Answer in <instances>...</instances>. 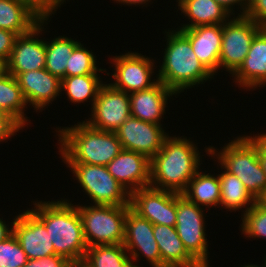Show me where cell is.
Masks as SVG:
<instances>
[{"label":"cell","instance_id":"cell-1","mask_svg":"<svg viewBox=\"0 0 266 267\" xmlns=\"http://www.w3.org/2000/svg\"><path fill=\"white\" fill-rule=\"evenodd\" d=\"M168 135L160 151L150 160V186L182 194L200 170L201 152L194 140ZM197 145V146H196Z\"/></svg>","mask_w":266,"mask_h":267},{"label":"cell","instance_id":"cell-2","mask_svg":"<svg viewBox=\"0 0 266 267\" xmlns=\"http://www.w3.org/2000/svg\"><path fill=\"white\" fill-rule=\"evenodd\" d=\"M32 202L30 210L44 223L55 254L71 262L84 258L88 246L77 206L67 198Z\"/></svg>","mask_w":266,"mask_h":267},{"label":"cell","instance_id":"cell-3","mask_svg":"<svg viewBox=\"0 0 266 267\" xmlns=\"http://www.w3.org/2000/svg\"><path fill=\"white\" fill-rule=\"evenodd\" d=\"M55 131L63 163L107 166L123 150L115 132L92 128L83 120Z\"/></svg>","mask_w":266,"mask_h":267},{"label":"cell","instance_id":"cell-4","mask_svg":"<svg viewBox=\"0 0 266 267\" xmlns=\"http://www.w3.org/2000/svg\"><path fill=\"white\" fill-rule=\"evenodd\" d=\"M165 29V49L157 71L158 81L164 83L177 96L184 90L199 87L214 76L199 61L189 39L178 29ZM179 94V95H178Z\"/></svg>","mask_w":266,"mask_h":267},{"label":"cell","instance_id":"cell-5","mask_svg":"<svg viewBox=\"0 0 266 267\" xmlns=\"http://www.w3.org/2000/svg\"><path fill=\"white\" fill-rule=\"evenodd\" d=\"M229 141L220 151L217 147L208 145L207 148L204 147V152L212 159H218L217 162L238 177L258 200L266 188V175L258 158L257 148L245 134Z\"/></svg>","mask_w":266,"mask_h":267},{"label":"cell","instance_id":"cell-6","mask_svg":"<svg viewBox=\"0 0 266 267\" xmlns=\"http://www.w3.org/2000/svg\"><path fill=\"white\" fill-rule=\"evenodd\" d=\"M76 204L87 246L123 244L125 219L130 206Z\"/></svg>","mask_w":266,"mask_h":267},{"label":"cell","instance_id":"cell-7","mask_svg":"<svg viewBox=\"0 0 266 267\" xmlns=\"http://www.w3.org/2000/svg\"><path fill=\"white\" fill-rule=\"evenodd\" d=\"M79 187L91 200L90 204L130 206V194L108 172L106 166L86 163H65Z\"/></svg>","mask_w":266,"mask_h":267},{"label":"cell","instance_id":"cell-8","mask_svg":"<svg viewBox=\"0 0 266 267\" xmlns=\"http://www.w3.org/2000/svg\"><path fill=\"white\" fill-rule=\"evenodd\" d=\"M203 207L177 193L176 231L187 252L199 263L209 265L210 256Z\"/></svg>","mask_w":266,"mask_h":267},{"label":"cell","instance_id":"cell-9","mask_svg":"<svg viewBox=\"0 0 266 267\" xmlns=\"http://www.w3.org/2000/svg\"><path fill=\"white\" fill-rule=\"evenodd\" d=\"M223 24L219 73L233 75L245 60L255 35L263 28L246 16H232Z\"/></svg>","mask_w":266,"mask_h":267},{"label":"cell","instance_id":"cell-10","mask_svg":"<svg viewBox=\"0 0 266 267\" xmlns=\"http://www.w3.org/2000/svg\"><path fill=\"white\" fill-rule=\"evenodd\" d=\"M151 58L131 50L125 54L113 55L109 61L112 67L114 66L111 77L115 82L110 81V84L128 94L151 88L158 82L157 74L154 76L155 68H158L155 65L157 62Z\"/></svg>","mask_w":266,"mask_h":267},{"label":"cell","instance_id":"cell-11","mask_svg":"<svg viewBox=\"0 0 266 267\" xmlns=\"http://www.w3.org/2000/svg\"><path fill=\"white\" fill-rule=\"evenodd\" d=\"M85 121L92 128L115 132L130 116L129 94L104 82Z\"/></svg>","mask_w":266,"mask_h":267},{"label":"cell","instance_id":"cell-12","mask_svg":"<svg viewBox=\"0 0 266 267\" xmlns=\"http://www.w3.org/2000/svg\"><path fill=\"white\" fill-rule=\"evenodd\" d=\"M130 208L153 225L176 226L177 193L151 186L130 193Z\"/></svg>","mask_w":266,"mask_h":267},{"label":"cell","instance_id":"cell-13","mask_svg":"<svg viewBox=\"0 0 266 267\" xmlns=\"http://www.w3.org/2000/svg\"><path fill=\"white\" fill-rule=\"evenodd\" d=\"M153 228L154 225L149 220L139 216L130 207L127 209L123 246L130 255L134 267H142L137 263H140L142 257L146 258L150 267H161L160 251L153 235Z\"/></svg>","mask_w":266,"mask_h":267},{"label":"cell","instance_id":"cell-14","mask_svg":"<svg viewBox=\"0 0 266 267\" xmlns=\"http://www.w3.org/2000/svg\"><path fill=\"white\" fill-rule=\"evenodd\" d=\"M47 24V20H41L29 32L17 36L7 62L9 74L16 77L20 73L45 68L46 39L40 36L46 32L44 27H48Z\"/></svg>","mask_w":266,"mask_h":267},{"label":"cell","instance_id":"cell-15","mask_svg":"<svg viewBox=\"0 0 266 267\" xmlns=\"http://www.w3.org/2000/svg\"><path fill=\"white\" fill-rule=\"evenodd\" d=\"M163 126L130 116L115 133L123 149L143 154L151 160L169 135Z\"/></svg>","mask_w":266,"mask_h":267},{"label":"cell","instance_id":"cell-16","mask_svg":"<svg viewBox=\"0 0 266 267\" xmlns=\"http://www.w3.org/2000/svg\"><path fill=\"white\" fill-rule=\"evenodd\" d=\"M14 218L12 233L28 259L54 255V245L44 223L28 208Z\"/></svg>","mask_w":266,"mask_h":267},{"label":"cell","instance_id":"cell-17","mask_svg":"<svg viewBox=\"0 0 266 267\" xmlns=\"http://www.w3.org/2000/svg\"><path fill=\"white\" fill-rule=\"evenodd\" d=\"M16 79L27 105L33 106L31 108H34L36 113L42 112L45 107L47 108L54 100L62 96L60 95L62 94L61 80L45 68L20 73Z\"/></svg>","mask_w":266,"mask_h":267},{"label":"cell","instance_id":"cell-18","mask_svg":"<svg viewBox=\"0 0 266 267\" xmlns=\"http://www.w3.org/2000/svg\"><path fill=\"white\" fill-rule=\"evenodd\" d=\"M106 167L129 194L150 186V160L143 154L123 149Z\"/></svg>","mask_w":266,"mask_h":267},{"label":"cell","instance_id":"cell-19","mask_svg":"<svg viewBox=\"0 0 266 267\" xmlns=\"http://www.w3.org/2000/svg\"><path fill=\"white\" fill-rule=\"evenodd\" d=\"M232 78L238 88L246 91L266 86V27L255 35L244 62Z\"/></svg>","mask_w":266,"mask_h":267},{"label":"cell","instance_id":"cell-20","mask_svg":"<svg viewBox=\"0 0 266 267\" xmlns=\"http://www.w3.org/2000/svg\"><path fill=\"white\" fill-rule=\"evenodd\" d=\"M176 93L164 83L158 81L149 89L132 92L129 94L131 116L145 122L162 125L166 114V107L171 97Z\"/></svg>","mask_w":266,"mask_h":267},{"label":"cell","instance_id":"cell-21","mask_svg":"<svg viewBox=\"0 0 266 267\" xmlns=\"http://www.w3.org/2000/svg\"><path fill=\"white\" fill-rule=\"evenodd\" d=\"M178 30L189 39L192 50L204 67L213 76L218 75L223 25H206Z\"/></svg>","mask_w":266,"mask_h":267},{"label":"cell","instance_id":"cell-22","mask_svg":"<svg viewBox=\"0 0 266 267\" xmlns=\"http://www.w3.org/2000/svg\"><path fill=\"white\" fill-rule=\"evenodd\" d=\"M153 235L159 247L161 267H194L199 264L185 249L175 227L154 225Z\"/></svg>","mask_w":266,"mask_h":267},{"label":"cell","instance_id":"cell-23","mask_svg":"<svg viewBox=\"0 0 266 267\" xmlns=\"http://www.w3.org/2000/svg\"><path fill=\"white\" fill-rule=\"evenodd\" d=\"M187 23L180 24L176 29H190L197 26L223 25L232 17L220 4L214 0H176Z\"/></svg>","mask_w":266,"mask_h":267},{"label":"cell","instance_id":"cell-24","mask_svg":"<svg viewBox=\"0 0 266 267\" xmlns=\"http://www.w3.org/2000/svg\"><path fill=\"white\" fill-rule=\"evenodd\" d=\"M222 169L219 176L220 181V209H228L230 212L246 213L257 200L245 188L244 183L234 174L229 173L219 162ZM224 169V171H223Z\"/></svg>","mask_w":266,"mask_h":267},{"label":"cell","instance_id":"cell-25","mask_svg":"<svg viewBox=\"0 0 266 267\" xmlns=\"http://www.w3.org/2000/svg\"><path fill=\"white\" fill-rule=\"evenodd\" d=\"M203 172L200 169L189 181L186 190L182 193L189 201L200 207L210 210L219 208L220 181L218 174ZM205 206V207H204Z\"/></svg>","mask_w":266,"mask_h":267},{"label":"cell","instance_id":"cell-26","mask_svg":"<svg viewBox=\"0 0 266 267\" xmlns=\"http://www.w3.org/2000/svg\"><path fill=\"white\" fill-rule=\"evenodd\" d=\"M40 21L25 4L17 0H0V29L23 35Z\"/></svg>","mask_w":266,"mask_h":267},{"label":"cell","instance_id":"cell-27","mask_svg":"<svg viewBox=\"0 0 266 267\" xmlns=\"http://www.w3.org/2000/svg\"><path fill=\"white\" fill-rule=\"evenodd\" d=\"M100 74H86L64 77L61 80V92L73 104L91 102V108L97 98L99 89L104 84ZM89 100V101H88Z\"/></svg>","mask_w":266,"mask_h":267},{"label":"cell","instance_id":"cell-28","mask_svg":"<svg viewBox=\"0 0 266 267\" xmlns=\"http://www.w3.org/2000/svg\"><path fill=\"white\" fill-rule=\"evenodd\" d=\"M0 107L23 128L31 123L25 113L28 105L23 97L21 88L16 77L9 73L0 79Z\"/></svg>","mask_w":266,"mask_h":267},{"label":"cell","instance_id":"cell-29","mask_svg":"<svg viewBox=\"0 0 266 267\" xmlns=\"http://www.w3.org/2000/svg\"><path fill=\"white\" fill-rule=\"evenodd\" d=\"M46 41L45 69L62 80L65 77L66 65L74 48L80 43L65 35L55 36Z\"/></svg>","mask_w":266,"mask_h":267},{"label":"cell","instance_id":"cell-30","mask_svg":"<svg viewBox=\"0 0 266 267\" xmlns=\"http://www.w3.org/2000/svg\"><path fill=\"white\" fill-rule=\"evenodd\" d=\"M84 259L93 267H134L123 244L90 246Z\"/></svg>","mask_w":266,"mask_h":267},{"label":"cell","instance_id":"cell-31","mask_svg":"<svg viewBox=\"0 0 266 267\" xmlns=\"http://www.w3.org/2000/svg\"><path fill=\"white\" fill-rule=\"evenodd\" d=\"M97 57L93 54L92 50H88L83 43H79L73 50L69 61L66 65L65 77H72L77 75L86 74H100L106 73L110 75L106 69L97 66Z\"/></svg>","mask_w":266,"mask_h":267},{"label":"cell","instance_id":"cell-32","mask_svg":"<svg viewBox=\"0 0 266 267\" xmlns=\"http://www.w3.org/2000/svg\"><path fill=\"white\" fill-rule=\"evenodd\" d=\"M241 232L246 238L266 239V207L256 202L246 213L241 215Z\"/></svg>","mask_w":266,"mask_h":267},{"label":"cell","instance_id":"cell-33","mask_svg":"<svg viewBox=\"0 0 266 267\" xmlns=\"http://www.w3.org/2000/svg\"><path fill=\"white\" fill-rule=\"evenodd\" d=\"M27 260L26 253L13 233L0 242V267H23Z\"/></svg>","mask_w":266,"mask_h":267},{"label":"cell","instance_id":"cell-34","mask_svg":"<svg viewBox=\"0 0 266 267\" xmlns=\"http://www.w3.org/2000/svg\"><path fill=\"white\" fill-rule=\"evenodd\" d=\"M25 4L41 20L51 21L61 4L57 0H17ZM50 18V20H49Z\"/></svg>","mask_w":266,"mask_h":267},{"label":"cell","instance_id":"cell-35","mask_svg":"<svg viewBox=\"0 0 266 267\" xmlns=\"http://www.w3.org/2000/svg\"><path fill=\"white\" fill-rule=\"evenodd\" d=\"M24 128L10 115L0 114V143H5Z\"/></svg>","mask_w":266,"mask_h":267},{"label":"cell","instance_id":"cell-36","mask_svg":"<svg viewBox=\"0 0 266 267\" xmlns=\"http://www.w3.org/2000/svg\"><path fill=\"white\" fill-rule=\"evenodd\" d=\"M71 261L61 255H50L39 259H28L23 267H69Z\"/></svg>","mask_w":266,"mask_h":267},{"label":"cell","instance_id":"cell-37","mask_svg":"<svg viewBox=\"0 0 266 267\" xmlns=\"http://www.w3.org/2000/svg\"><path fill=\"white\" fill-rule=\"evenodd\" d=\"M246 17L266 27V0H249Z\"/></svg>","mask_w":266,"mask_h":267},{"label":"cell","instance_id":"cell-38","mask_svg":"<svg viewBox=\"0 0 266 267\" xmlns=\"http://www.w3.org/2000/svg\"><path fill=\"white\" fill-rule=\"evenodd\" d=\"M17 36L12 31L0 29V59L8 62Z\"/></svg>","mask_w":266,"mask_h":267},{"label":"cell","instance_id":"cell-39","mask_svg":"<svg viewBox=\"0 0 266 267\" xmlns=\"http://www.w3.org/2000/svg\"><path fill=\"white\" fill-rule=\"evenodd\" d=\"M214 1L220 4L231 16L234 15L245 16L249 7V0H214ZM236 8H238L237 11L240 8V10L238 11L240 13H237V11H235Z\"/></svg>","mask_w":266,"mask_h":267},{"label":"cell","instance_id":"cell-40","mask_svg":"<svg viewBox=\"0 0 266 267\" xmlns=\"http://www.w3.org/2000/svg\"><path fill=\"white\" fill-rule=\"evenodd\" d=\"M250 133L247 137L253 142L257 148L258 158L260 160L261 166L263 168L264 174L266 175V133H253V136Z\"/></svg>","mask_w":266,"mask_h":267},{"label":"cell","instance_id":"cell-41","mask_svg":"<svg viewBox=\"0 0 266 267\" xmlns=\"http://www.w3.org/2000/svg\"><path fill=\"white\" fill-rule=\"evenodd\" d=\"M13 223H14V218L11 220L10 224L8 222L3 220V217L0 218V242L4 241L8 236L12 234V229H13Z\"/></svg>","mask_w":266,"mask_h":267},{"label":"cell","instance_id":"cell-42","mask_svg":"<svg viewBox=\"0 0 266 267\" xmlns=\"http://www.w3.org/2000/svg\"><path fill=\"white\" fill-rule=\"evenodd\" d=\"M114 2H116L117 4L119 3V5L122 4L126 5V6H133L137 7V5L141 6L143 8L147 7L149 5L150 2H152V0H113ZM154 1V0H153ZM146 5V6H145Z\"/></svg>","mask_w":266,"mask_h":267},{"label":"cell","instance_id":"cell-43","mask_svg":"<svg viewBox=\"0 0 266 267\" xmlns=\"http://www.w3.org/2000/svg\"><path fill=\"white\" fill-rule=\"evenodd\" d=\"M69 267H93V266L89 262H87L84 258H82L76 261H72Z\"/></svg>","mask_w":266,"mask_h":267},{"label":"cell","instance_id":"cell-44","mask_svg":"<svg viewBox=\"0 0 266 267\" xmlns=\"http://www.w3.org/2000/svg\"><path fill=\"white\" fill-rule=\"evenodd\" d=\"M8 73L7 61L0 59V79Z\"/></svg>","mask_w":266,"mask_h":267},{"label":"cell","instance_id":"cell-45","mask_svg":"<svg viewBox=\"0 0 266 267\" xmlns=\"http://www.w3.org/2000/svg\"><path fill=\"white\" fill-rule=\"evenodd\" d=\"M257 202H259L261 205L266 207V188H265L263 194L258 198Z\"/></svg>","mask_w":266,"mask_h":267},{"label":"cell","instance_id":"cell-46","mask_svg":"<svg viewBox=\"0 0 266 267\" xmlns=\"http://www.w3.org/2000/svg\"><path fill=\"white\" fill-rule=\"evenodd\" d=\"M263 261H264V264H262L260 266L259 265H256V264H252V263L249 264L248 263L247 265H245V264L244 265H241V267H266V262H265V260H263Z\"/></svg>","mask_w":266,"mask_h":267},{"label":"cell","instance_id":"cell-47","mask_svg":"<svg viewBox=\"0 0 266 267\" xmlns=\"http://www.w3.org/2000/svg\"><path fill=\"white\" fill-rule=\"evenodd\" d=\"M194 267H211L210 265H205V264H198L197 266Z\"/></svg>","mask_w":266,"mask_h":267},{"label":"cell","instance_id":"cell-48","mask_svg":"<svg viewBox=\"0 0 266 267\" xmlns=\"http://www.w3.org/2000/svg\"><path fill=\"white\" fill-rule=\"evenodd\" d=\"M61 5L64 4V2L66 3V1H69V0H57Z\"/></svg>","mask_w":266,"mask_h":267},{"label":"cell","instance_id":"cell-49","mask_svg":"<svg viewBox=\"0 0 266 267\" xmlns=\"http://www.w3.org/2000/svg\"><path fill=\"white\" fill-rule=\"evenodd\" d=\"M0 114H7V113L0 107Z\"/></svg>","mask_w":266,"mask_h":267}]
</instances>
